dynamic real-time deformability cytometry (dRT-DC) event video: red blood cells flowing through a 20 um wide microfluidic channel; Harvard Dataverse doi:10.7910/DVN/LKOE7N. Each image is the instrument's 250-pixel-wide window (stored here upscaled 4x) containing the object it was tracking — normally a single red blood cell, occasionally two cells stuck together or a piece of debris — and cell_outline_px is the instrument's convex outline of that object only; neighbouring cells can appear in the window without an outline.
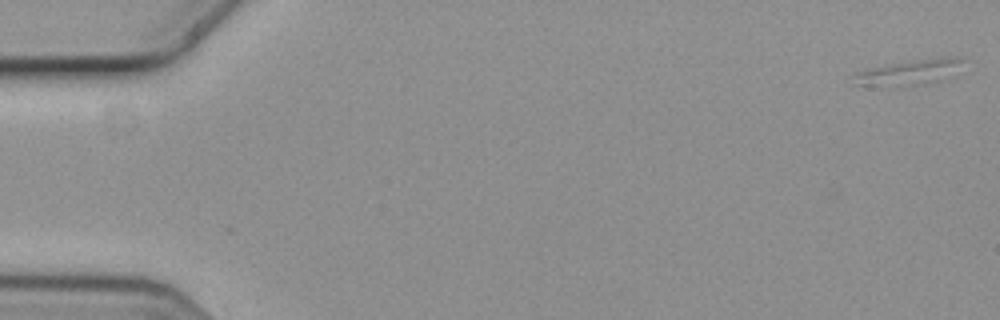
{"species": "common noctule bat (a hibernating species)", "species_latin": "Nyctalus noctula", "temperature_condition": "cold", "stored_images_in_passage": 6, "camera_frame_rate_fps": 3000, "um_per_image_px": 0.085, "animal": {"sex": "female", "body_mass_g": 19.3, "forearm_length_mm": 54.1}, "frame": {"image": 1, "passage_image": 1, "time_ms": 0.0, "image_size_px": [1000, 320], "cell_outline_px": [[964, 60], [948, 80], [928, 84], [904, 88], [880, 88], [852, 84], [848, 76], [852, 72], [864, 68], [888, 64], [940, 56], [956, 56]], "centroid_in_image_um": [77.14, 6.2], "position_along_channel_um": 7.9, "area_um2": 17.8}}
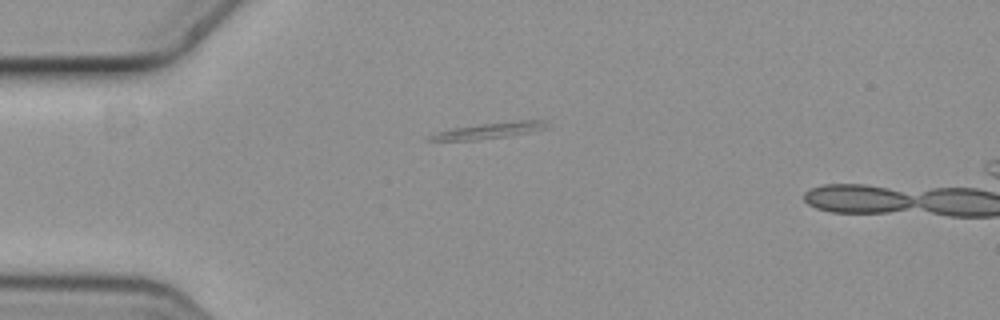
{"frame": {"image": 2, "passage_image": 5, "time_ms": 1.333, "image_size_px": [1000, 320], "cell_outline_px": [[552, 128], [508, 136], [476, 140], [424, 140], [428, 136], [436, 132], [452, 128], [484, 124], [520, 120], [548, 120]], "centroid_in_image_um": [41.69, 11.09], "position_along_channel_um": 43.3, "area_um2": 10.98}}